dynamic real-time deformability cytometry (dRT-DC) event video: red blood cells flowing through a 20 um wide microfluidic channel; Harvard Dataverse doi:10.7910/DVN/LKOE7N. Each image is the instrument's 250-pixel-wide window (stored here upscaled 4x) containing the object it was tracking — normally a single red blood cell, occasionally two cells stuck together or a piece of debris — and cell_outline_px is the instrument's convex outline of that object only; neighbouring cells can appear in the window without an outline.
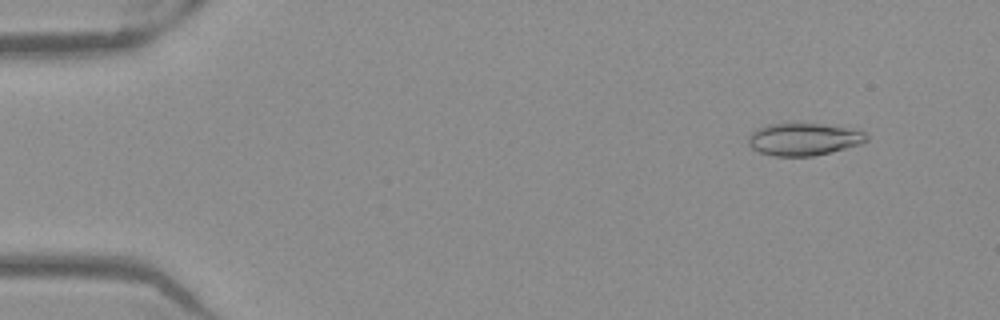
{"species": "Egyptian fruit bat (a non-hibernating species)", "species_latin": "Rousettus aegyptiacus", "temperature_condition": "warm", "stored_images_in_passage": 52, "camera_frame_rate_fps": 3000, "um_per_image_px": 0.085, "frame": {"image": 1, "passage_image": 5, "time_ms": 1.333, "image_size_px": [1000, 320], "cell_outline_px": [[868, 140], [864, 144], [812, 156], [772, 156], [760, 152], [752, 148], [748, 144], [748, 136], [756, 128], [764, 124], [804, 120], [856, 128], [864, 132], [868, 136]], "centroid_in_image_um": [68.34, 11.77], "position_along_channel_um": 16.7, "area_um2": 23.64}}
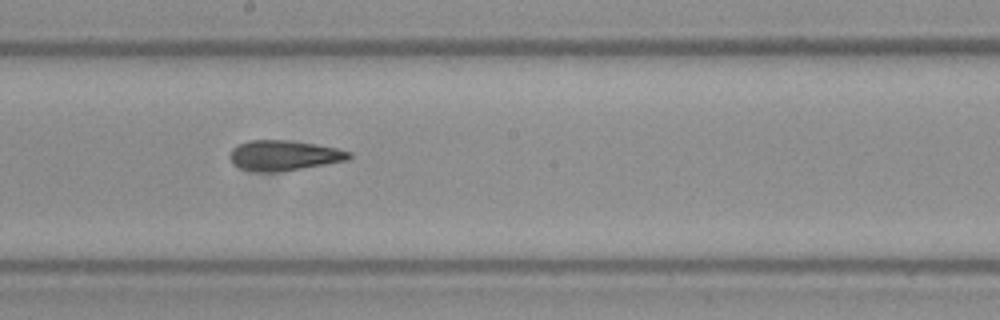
{"frame": {"image": 2, "passage_image": 29, "time_ms": 9.333, "image_size_px": [1000, 320], "cell_outline_px": [[352, 156], [348, 160], [300, 168], [272, 172], [256, 172], [240, 168], [232, 164], [228, 156], [232, 148], [236, 144], [248, 140], [292, 140], [316, 144], [336, 148], [352, 152]], "centroid_in_image_um": [24.08, 13.2], "position_along_channel_um": 224.1, "area_um2": 21.1}}
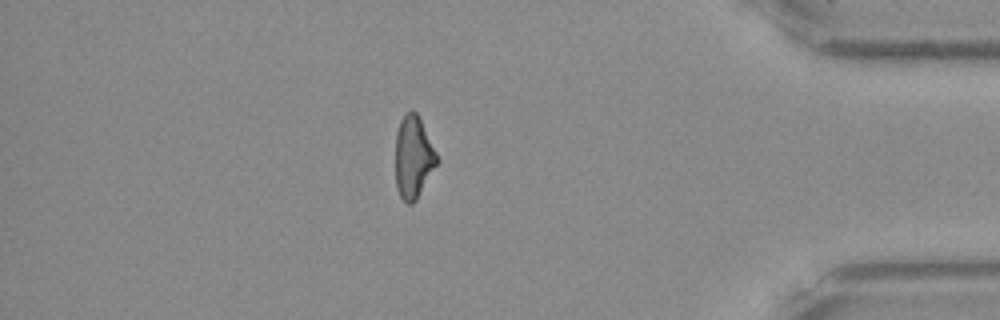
{"frame": {"image": 3, "passage_image": 45, "time_ms": 14.667, "image_size_px": [1000, 320], "cell_outline_px": [[440, 160], [416, 200], [412, 204], [408, 204], [400, 196], [396, 188], [396, 132], [400, 120], [412, 108], [416, 112]], "centroid_in_image_um": [35.13, 13.38], "position_along_channel_um": 400.1, "area_um2": 19.77}, "authors_computed_cell_mechanics": {"area_um2": 21.0681, "velocity_mm_per_s": 3.967, "shape_relaxation_time_tau1_ms": null, "shape_relaxation_time_tau2_ms": 3.8308, "deformation_change_tau1": null, "deformation_change_tau2": 0.1364}}